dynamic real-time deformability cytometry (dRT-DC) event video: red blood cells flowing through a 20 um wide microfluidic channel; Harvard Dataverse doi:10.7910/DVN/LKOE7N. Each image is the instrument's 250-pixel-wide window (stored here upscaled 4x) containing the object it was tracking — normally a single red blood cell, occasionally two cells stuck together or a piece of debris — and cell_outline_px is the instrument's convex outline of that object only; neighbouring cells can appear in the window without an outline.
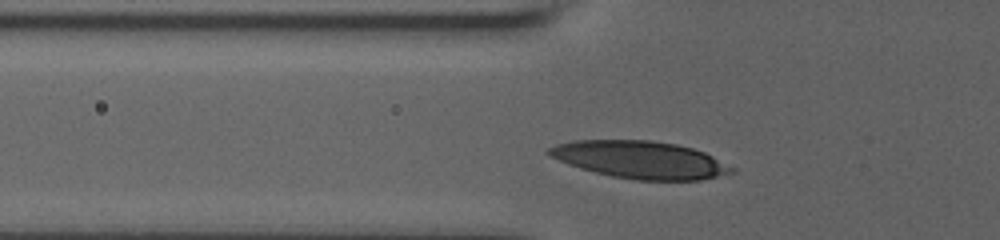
{"species": "human", "species_latin": "Homo sapiens", "temperature_condition": "room temperature", "stored_images_in_passage": 12, "camera_frame_rate_fps": 3000, "um_per_image_px": 0.085, "donor": {"sex": "male"}, "frame": {"image": 1, "passage_image": 4, "time_ms": 0.333, "image_size_px": [1000, 240], "cell_outline_px": [[736, 172], [700, 180], [636, 180], [612, 176], [580, 168], [568, 164], [548, 156], [544, 152], [548, 148], [556, 144], [576, 140], [652, 140], [676, 144], [692, 148], [704, 152], [736, 168]], "centroid_in_image_um": [54.41, 13.57], "position_along_channel_um": 71.4, "area_um2": 39.94}}
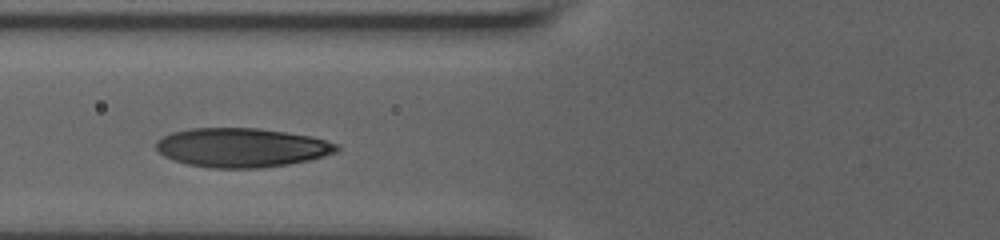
{"frame": {"image": 2, "passage_image": 11, "time_ms": 1.333, "image_size_px": [1000, 240], "cell_outline_px": [[340, 148], [336, 152], [324, 156], [308, 160], [288, 164], [260, 168], [212, 168], [188, 164], [172, 160], [164, 156], [156, 148], [156, 140], [172, 132], [188, 128], [260, 128], [288, 132], [312, 136], [340, 144]], "centroid_in_image_um": [20.56, 12.54], "position_along_channel_um": 105.2, "area_um2": 41.44}}